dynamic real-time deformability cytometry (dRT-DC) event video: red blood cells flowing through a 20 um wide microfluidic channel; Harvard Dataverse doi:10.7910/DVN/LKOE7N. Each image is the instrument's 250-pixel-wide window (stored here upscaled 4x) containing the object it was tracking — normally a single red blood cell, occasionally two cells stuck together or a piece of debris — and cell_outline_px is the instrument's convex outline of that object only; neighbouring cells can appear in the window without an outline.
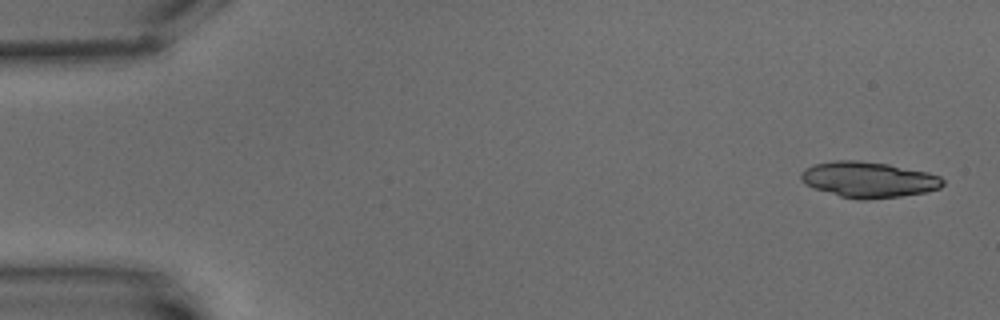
{"species": "common noctule bat (a hibernating species)", "species_latin": "Nyctalus noctula", "temperature_condition": "warm", "stored_images_in_passage": 7, "camera_frame_rate_fps": 3000, "um_per_image_px": 0.085, "animal": {"sex": "male", "body_mass_g": 15.6}, "frame": {"image": 1, "passage_image": 1, "time_ms": 0.0, "image_size_px": [1000, 320], "cell_outline_px": [[944, 184], [940, 188], [924, 192], [900, 196], [864, 200], [860, 200], [840, 196], [816, 188], [808, 184], [800, 176], [800, 172], [804, 168], [816, 164], [836, 160], [856, 160], [888, 164], [928, 172], [940, 176], [944, 180]], "centroid_in_image_um": [73.86, 15.26], "position_along_channel_um": 11.1, "area_um2": 29.25}}
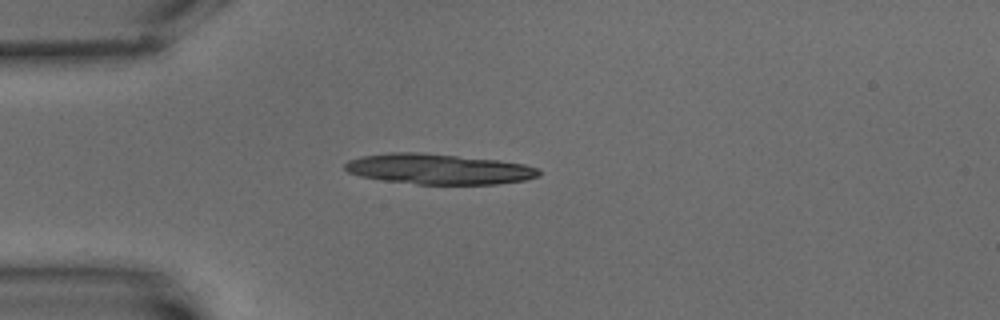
{"frame": {"image": 2, "passage_image": 3, "time_ms": 4.667, "image_size_px": [1000, 320], "cell_outline_px": [[540, 176], [524, 180], [496, 184], [416, 184], [384, 180], [360, 176], [348, 172], [344, 168], [344, 164], [348, 160], [360, 156], [388, 152], [420, 152], [496, 160], [524, 164], [540, 168]], "centroid_in_image_um": [37.26, 14.36], "position_along_channel_um": 47.7, "area_um2": 34.39}}